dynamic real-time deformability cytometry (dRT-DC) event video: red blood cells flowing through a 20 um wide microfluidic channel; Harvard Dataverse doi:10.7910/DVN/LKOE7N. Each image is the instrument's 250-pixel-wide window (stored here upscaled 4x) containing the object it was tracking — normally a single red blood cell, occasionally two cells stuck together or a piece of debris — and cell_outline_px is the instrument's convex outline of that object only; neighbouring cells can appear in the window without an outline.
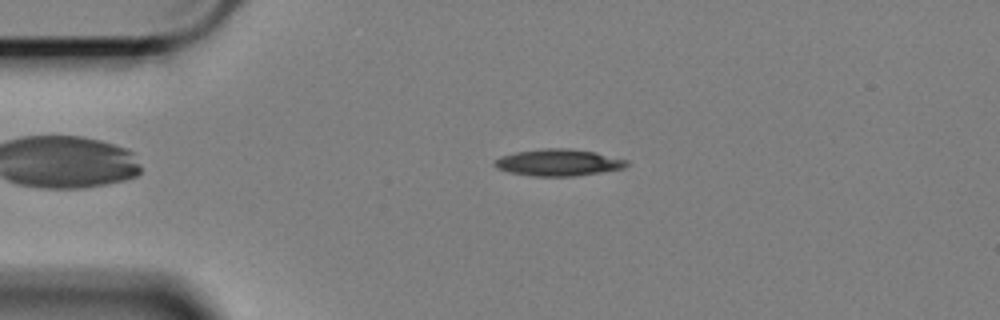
{"species": "Egyptian fruit bat (a non-hibernating species)", "species_latin": "Rousettus aegyptiacus", "temperature_condition": "cold", "stored_images_in_passage": 55, "camera_frame_rate_fps": 3000, "um_per_image_px": 0.085, "animal": {"sex": "female"}, "frame": {"image": 1, "passage_image": 9, "time_ms": 2.667, "image_size_px": [1000, 320], "cell_outline_px": [[632, 164], [624, 168], [576, 176], [532, 176], [508, 172], [496, 168], [492, 164], [492, 160], [500, 156], [516, 152], [544, 148], [568, 148], [596, 152], [628, 160]], "centroid_in_image_um": [47.45, 13.81], "position_along_channel_um": 37.6, "area_um2": 20.87}}
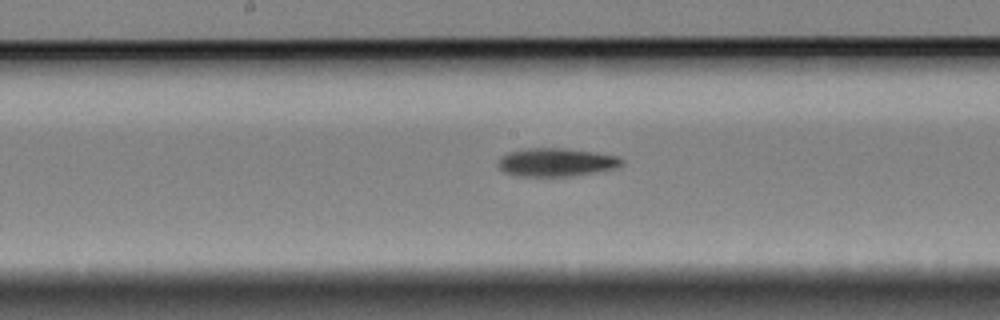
{"frame": {"image": 2, "passage_image": 26, "time_ms": 8.333, "image_size_px": [1000, 320], "cell_outline_px": [[624, 164], [616, 168], [572, 176], [516, 176], [504, 172], [496, 164], [500, 156], [512, 152], [528, 148], [560, 148], [592, 152], [616, 156], [624, 160]], "centroid_in_image_um": [47.25, 13.8], "position_along_channel_um": 200.9, "area_um2": 20.23}}
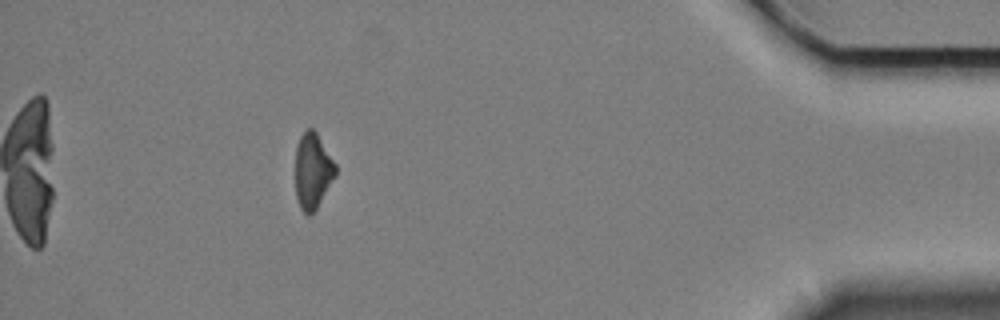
{"frame": {"image": 3, "passage_image": 49, "time_ms": 16.0, "image_size_px": [1000, 320], "cell_outline_px": [[336, 176], [316, 208], [308, 216], [300, 208], [296, 196], [296, 148], [300, 136], [308, 128], [312, 128], [316, 132], [336, 164]], "centroid_in_image_um": [26.58, 14.52], "position_along_channel_um": 408.6, "area_um2": 17.51}, "authors_computed_cell_mechanics": {"area_um2": 19.7676, "velocity_mm_per_s": 3.3946, "shape_relaxation_time_tau1_ms": 3.7766, "shape_relaxation_time_tau2_ms": null, "deformation_change_tau1": 0.1331, "deformation_change_tau2": null}}